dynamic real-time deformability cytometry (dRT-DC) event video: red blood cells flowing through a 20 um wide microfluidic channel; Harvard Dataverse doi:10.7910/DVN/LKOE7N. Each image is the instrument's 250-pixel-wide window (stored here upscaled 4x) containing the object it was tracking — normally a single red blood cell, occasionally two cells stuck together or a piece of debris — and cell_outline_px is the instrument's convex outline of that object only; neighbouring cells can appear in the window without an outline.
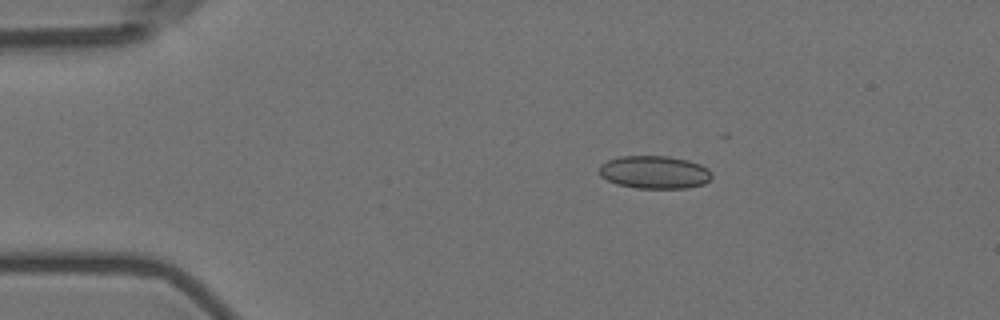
{"species": "Egyptian fruit bat (a non-hibernating species)", "species_latin": "Rousettus aegyptiacus", "temperature_condition": "room temperature", "stored_images_in_passage": 7, "camera_frame_rate_fps": 3000, "um_per_image_px": 0.085, "animal": {"sex": "female"}, "frame": {"image": 1, "passage_image": 3, "time_ms": 2.0, "image_size_px": [1000, 320], "cell_outline_px": [[712, 180], [704, 184], [688, 188], [636, 188], [616, 184], [600, 176], [600, 164], [608, 160], [620, 156], [668, 156], [688, 160], [700, 164], [708, 168], [712, 172]], "centroid_in_image_um": [55.67, 14.64], "position_along_channel_um": 29.3, "area_um2": 21.79}}
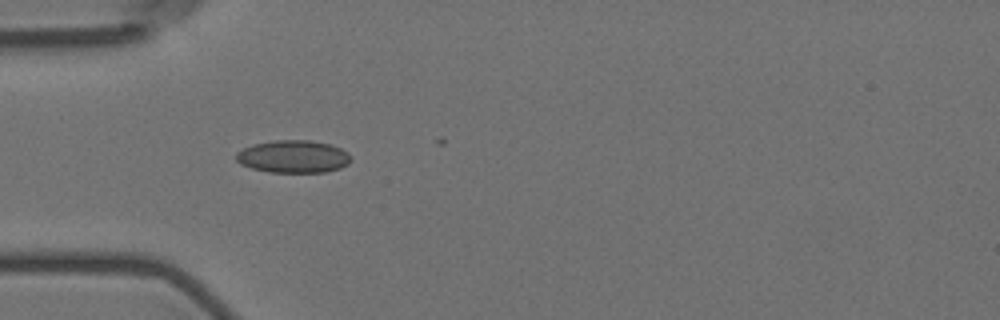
{"frame": {"image": 2, "passage_image": 5, "time_ms": 4.333, "image_size_px": [1000, 320], "cell_outline_px": [[352, 160], [348, 164], [340, 168], [324, 172], [268, 172], [252, 168], [240, 164], [236, 160], [236, 152], [252, 144], [276, 140], [308, 140], [332, 144], [348, 152]], "centroid_in_image_um": [24.94, 13.3], "position_along_channel_um": 60.1, "area_um2": 21.91}}
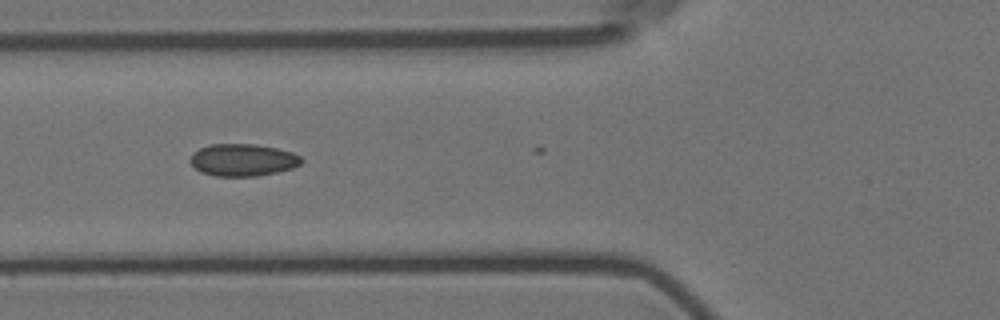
{"frame": {"image": 3, "passage_image": 6, "time_ms": 5.667, "image_size_px": [1000, 320], "cell_outline_px": [[304, 160], [300, 164], [292, 168], [276, 172], [256, 176], [216, 176], [200, 172], [188, 160], [200, 148], [212, 144], [252, 144], [276, 148], [292, 152], [300, 156]], "centroid_in_image_um": [20.65, 13.6], "position_along_channel_um": 105.1, "area_um2": 20.69}}